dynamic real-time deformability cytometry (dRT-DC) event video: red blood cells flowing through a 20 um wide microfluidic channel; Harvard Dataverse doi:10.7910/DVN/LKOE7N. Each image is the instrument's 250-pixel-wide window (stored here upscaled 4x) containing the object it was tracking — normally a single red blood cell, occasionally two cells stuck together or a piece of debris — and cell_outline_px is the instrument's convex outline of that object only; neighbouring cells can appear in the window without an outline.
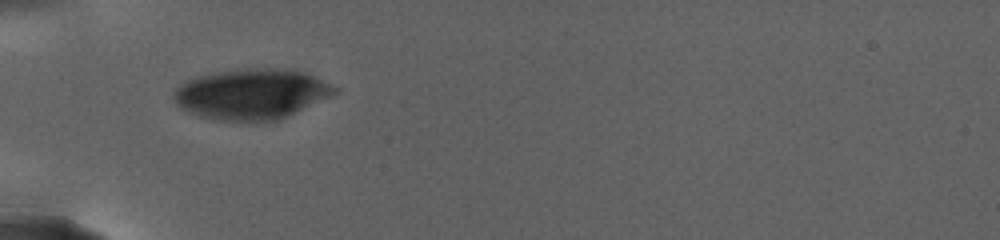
{"species": "human", "species_latin": "Homo sapiens", "temperature_condition": "warm", "stored_images_in_passage": 58, "camera_frame_rate_fps": 3000, "um_per_image_px": 0.085, "donor": {"sex": "female"}, "frame": {"image": 1, "passage_image": 1, "time_ms": 0.0, "image_size_px": [1000, 240], "cell_outline_px": [[340, 88], [336, 92], [280, 120], [248, 124], [212, 120], [188, 112], [180, 108], [176, 104], [172, 96], [176, 88], [180, 84], [196, 76], [212, 72], [236, 68], [292, 68], [304, 72]], "centroid_in_image_um": [21.32, 8.01], "position_along_channel_um": 63.7, "area_um2": 48.38}}
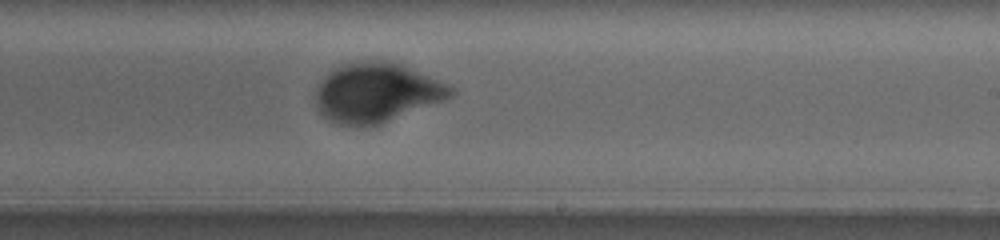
{"frame": {"image": 2, "passage_image": 34, "time_ms": 8.0, "image_size_px": [1000, 240], "cell_outline_px": [[456, 92], [452, 96], [444, 100], [380, 124], [336, 124], [328, 120], [320, 112], [316, 104], [316, 88], [320, 80], [328, 72], [340, 64], [360, 60], [384, 60], [400, 64], [448, 84], [456, 88]], "centroid_in_image_um": [31.99, 7.84], "position_along_channel_um": 257.0, "area_um2": 46.59}}
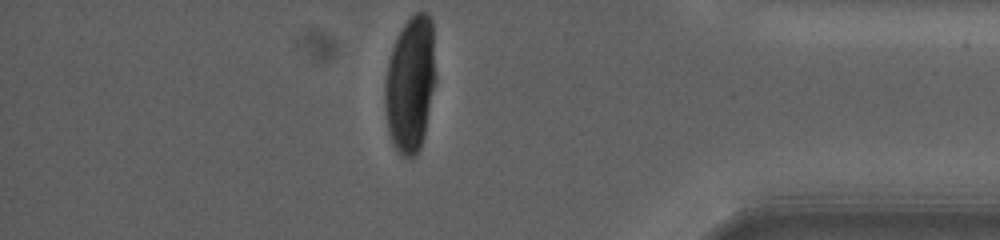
{"frame": {"image": 3, "passage_image": 57, "time_ms": 14.667, "image_size_px": [1000, 240], "cell_outline_px": [[436, 80], [424, 136], [420, 148], [416, 156], [412, 160], [396, 152], [392, 144], [388, 132], [384, 108], [384, 84], [388, 60], [396, 36], [404, 24], [416, 12], [428, 12], [432, 20], [436, 76]], "centroid_in_image_um": [34.87, 7.19], "position_along_channel_um": 400.3, "area_um2": 41.15}, "authors_computed_cell_mechanics": {"area_um2": 47.4538, "velocity_mm_per_s": 2.5176, "shape_relaxation_time_tau1_ms": 4.9192, "shape_relaxation_time_tau2_ms": null, "deformation_change_tau1": 0.1462, "deformation_change_tau2": null}}